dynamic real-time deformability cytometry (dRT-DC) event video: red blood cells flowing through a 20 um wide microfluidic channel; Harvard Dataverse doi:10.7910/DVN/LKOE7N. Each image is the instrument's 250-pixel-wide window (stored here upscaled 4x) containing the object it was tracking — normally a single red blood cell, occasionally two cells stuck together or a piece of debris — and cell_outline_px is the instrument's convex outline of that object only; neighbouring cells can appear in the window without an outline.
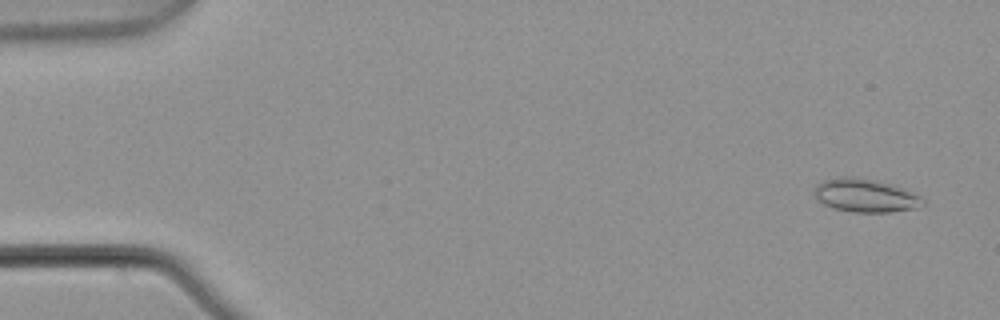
{"species": "common noctule bat (a hibernating species)", "species_latin": "Nyctalus noctula", "temperature_condition": "warm", "stored_images_in_passage": 7, "camera_frame_rate_fps": 3000, "um_per_image_px": 0.085, "animal": {"sex": "male", "body_mass_g": 21.5, "forearm_length_mm": 52.0}, "frame": {"image": 1, "passage_image": 1, "time_ms": 0.0, "image_size_px": [1000, 320], "cell_outline_px": [[924, 204], [920, 208], [888, 212], [852, 212], [832, 208], [816, 200], [812, 192], [816, 184], [820, 180], [840, 176], [856, 176], [876, 180], [892, 184], [920, 196], [924, 200]], "centroid_in_image_um": [73.49, 16.6], "position_along_channel_um": 11.5, "area_um2": 21.56}}
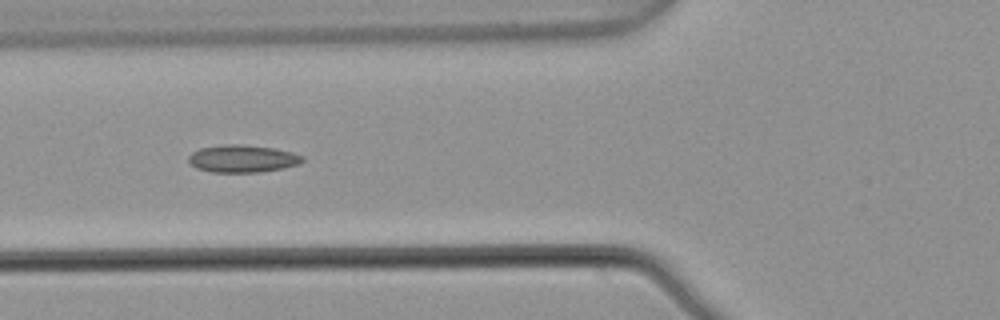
{"frame": {"image": 2, "passage_image": 6, "time_ms": 1.667, "image_size_px": [1000, 320], "cell_outline_px": [[304, 160], [300, 164], [284, 168], [260, 172], [212, 172], [196, 168], [188, 164], [188, 156], [192, 152], [200, 148], [228, 144], [244, 144], [272, 148], [292, 152], [304, 156]], "centroid_in_image_um": [20.61, 13.49], "position_along_channel_um": 105.2, "area_um2": 18.38}}
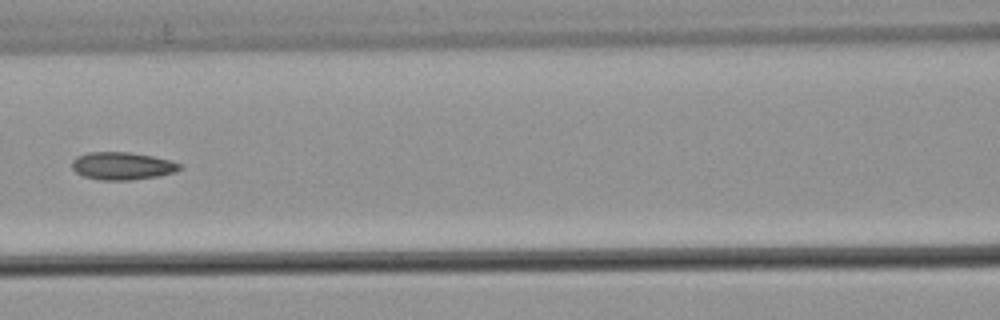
{"frame": {"image": 3, "passage_image": 7, "time_ms": 2.0, "image_size_px": [1000, 320], "cell_outline_px": [[184, 168], [176, 172], [160, 176], [128, 180], [100, 180], [84, 176], [76, 172], [72, 168], [72, 160], [76, 156], [88, 152], [128, 152], [152, 156], [172, 160], [184, 164]], "centroid_in_image_um": [10.45, 14.1], "position_along_channel_um": 156.1, "area_um2": 17.63}}